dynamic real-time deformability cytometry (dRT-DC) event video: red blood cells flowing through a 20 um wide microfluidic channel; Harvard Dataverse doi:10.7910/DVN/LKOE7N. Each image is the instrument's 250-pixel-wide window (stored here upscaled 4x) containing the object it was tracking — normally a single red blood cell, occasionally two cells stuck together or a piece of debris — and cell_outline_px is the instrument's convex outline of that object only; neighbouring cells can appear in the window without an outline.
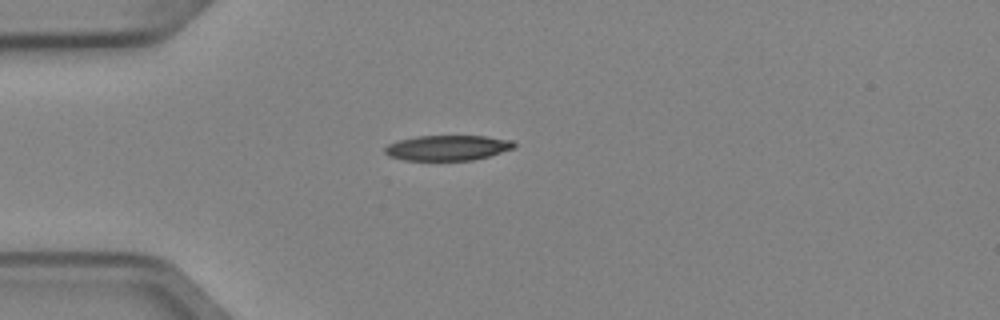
{"species": "Egyptian fruit bat (a non-hibernating species)", "species_latin": "Rousettus aegyptiacus", "temperature_condition": "cold", "stored_images_in_passage": 3, "camera_frame_rate_fps": 3000, "um_per_image_px": 0.085, "animal": {"sex": "female"}, "frame": {"image": 1, "passage_image": 3, "time_ms": 0.667, "image_size_px": [1000, 320], "cell_outline_px": [[516, 144], [512, 148], [488, 156], [472, 160], [404, 160], [388, 156], [384, 152], [384, 148], [388, 144], [400, 140], [416, 136], [484, 136], [512, 140]], "centroid_in_image_um": [38.0, 12.56], "position_along_channel_um": 47.0, "area_um2": 18.84}}